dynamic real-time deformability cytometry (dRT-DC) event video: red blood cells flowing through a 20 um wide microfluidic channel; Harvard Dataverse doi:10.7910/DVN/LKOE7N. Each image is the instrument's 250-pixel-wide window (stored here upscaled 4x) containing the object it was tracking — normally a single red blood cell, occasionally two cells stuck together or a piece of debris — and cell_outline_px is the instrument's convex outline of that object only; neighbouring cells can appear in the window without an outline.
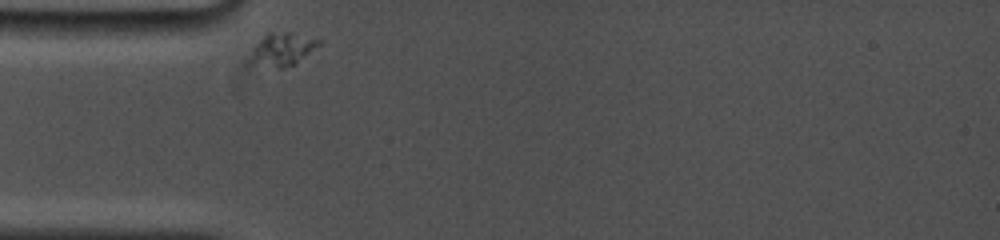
{"species": "common noctule bat (a hibernating species)", "species_latin": "Nyctalus noctula", "temperature_condition": "cold", "stored_images_in_passage": 29, "camera_frame_rate_fps": 5000, "um_per_image_px": 0.085, "animal": {"sex": "female", "body_mass_g": 19.0, "forearm_length_mm": 53.3}, "frame": {"image": 1, "passage_image": 1, "time_ms": 0.0, "image_size_px": [1000, 240], "cell_outline_px": [[324, 40], [320, 44], [292, 64], [280, 68], [252, 60], [252, 48], [264, 32], [288, 32]], "centroid_in_image_um": [24.02, 4.1], "position_along_channel_um": 61.0, "area_um2": 12.43}}
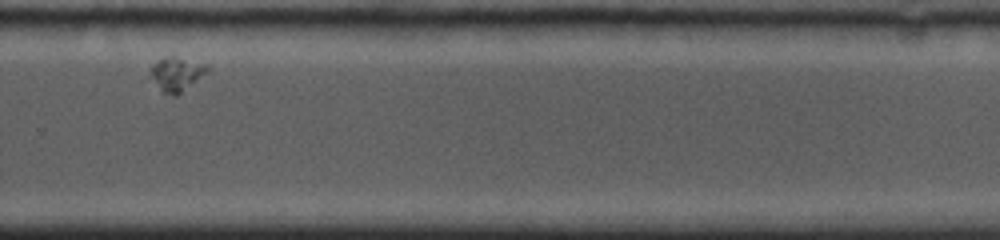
{"frame": {"image": 2, "passage_image": 21, "time_ms": 8.0, "image_size_px": [1000, 240], "cell_outline_px": [[208, 68], [204, 72], [176, 96], [164, 92], [160, 88], [152, 76], [152, 64], [168, 56], [172, 56], [208, 64]], "centroid_in_image_um": [15.0, 6.26], "position_along_channel_um": 314.8, "area_um2": 10.35}}
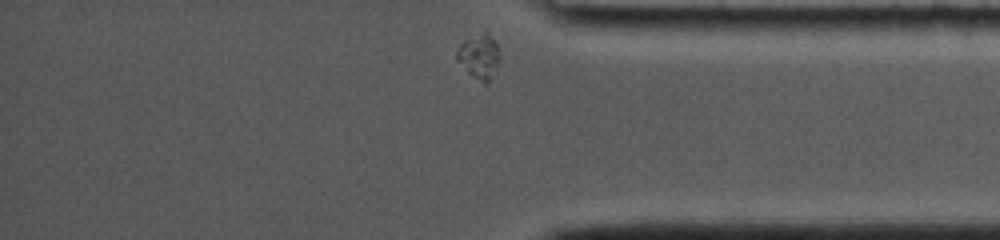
{"frame": {"image": 3, "passage_image": 29, "time_ms": 10.4, "image_size_px": [1000, 240], "cell_outline_px": [[496, 64], [488, 84], [484, 84], [472, 76], [456, 60], [456, 52], [460, 44], [484, 28], [488, 28], [496, 40]], "centroid_in_image_um": [40.69, 4.71], "position_along_channel_um": 394.5, "area_um2": 11.1}}